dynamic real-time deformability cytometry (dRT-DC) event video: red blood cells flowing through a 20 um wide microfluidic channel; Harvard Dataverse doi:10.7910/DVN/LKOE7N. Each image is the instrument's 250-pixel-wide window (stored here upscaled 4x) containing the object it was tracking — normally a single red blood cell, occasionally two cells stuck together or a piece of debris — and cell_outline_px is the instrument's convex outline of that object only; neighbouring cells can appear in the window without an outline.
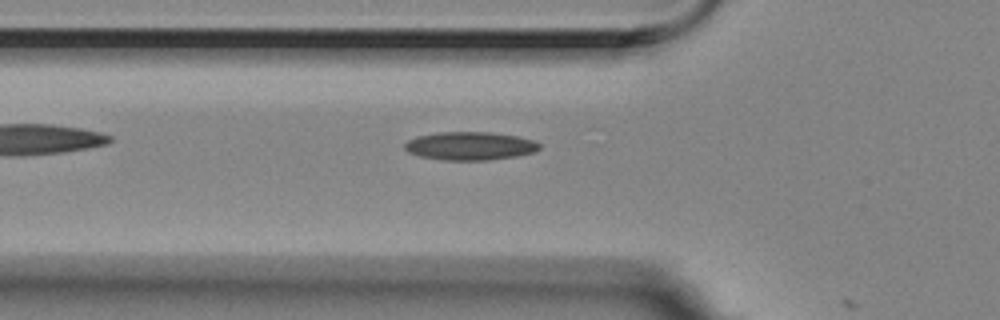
{"species": "Egyptian fruit bat (a non-hibernating species)", "species_latin": "Rousettus aegyptiacus", "temperature_condition": "room temperature", "stored_images_in_passage": 3, "camera_frame_rate_fps": 3000, "um_per_image_px": 0.085, "animal": {"sex": "female"}, "frame": {"image": 1, "passage_image": 2, "time_ms": 0.333, "image_size_px": [1000, 320], "cell_outline_px": [[540, 148], [536, 152], [516, 156], [488, 160], [444, 160], [420, 156], [408, 152], [404, 148], [404, 144], [408, 140], [416, 136], [436, 132], [492, 132], [516, 136], [536, 140], [540, 144]], "centroid_in_image_um": [39.96, 12.4], "position_along_channel_um": 85.8, "area_um2": 22.37}}